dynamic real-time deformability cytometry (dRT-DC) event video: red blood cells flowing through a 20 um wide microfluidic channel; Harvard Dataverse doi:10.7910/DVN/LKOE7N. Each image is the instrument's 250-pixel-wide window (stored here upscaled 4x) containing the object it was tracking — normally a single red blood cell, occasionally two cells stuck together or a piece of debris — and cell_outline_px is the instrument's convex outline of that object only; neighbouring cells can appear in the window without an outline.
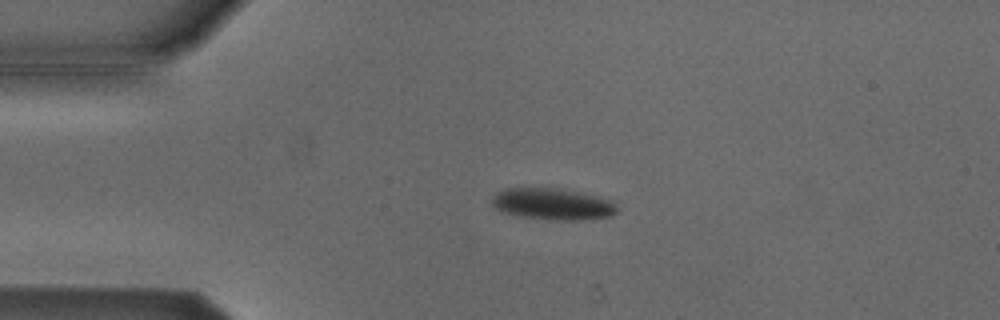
{"species": "Egyptian fruit bat (a non-hibernating species)", "species_latin": "Rousettus aegyptiacus", "temperature_condition": "cold", "stored_images_in_passage": 4, "camera_frame_rate_fps": 3000, "um_per_image_px": 0.085, "animal": {"sex": "male"}, "frame": {"image": 1, "passage_image": 2, "time_ms": 0.333, "image_size_px": [1000, 320], "cell_outline_px": [[620, 208], [612, 216], [580, 220], [552, 220], [520, 216], [500, 212], [492, 204], [492, 200], [496, 192], [504, 188], [552, 188], [576, 192], [616, 200]], "centroid_in_image_um": [47.02, 17.35], "position_along_channel_um": 38.0, "area_um2": 23.18}}
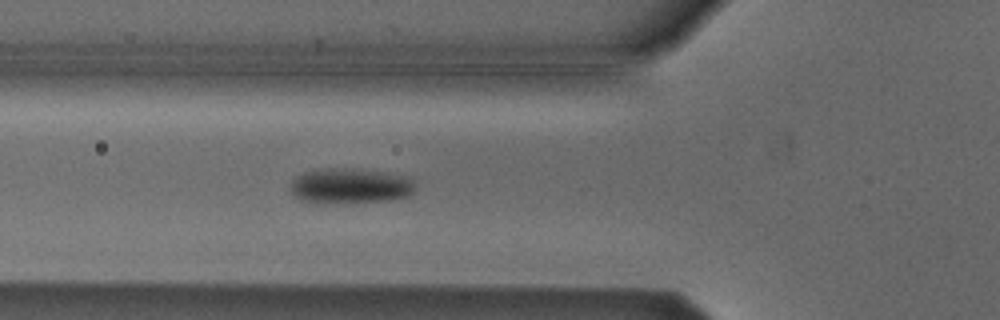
{"frame": {"image": 2, "passage_image": 4, "time_ms": 1.0, "image_size_px": [1000, 320], "cell_outline_px": [[416, 188], [408, 196], [392, 200], [324, 204], [300, 200], [292, 192], [292, 180], [296, 176], [304, 172], [324, 168], [356, 168], [404, 176], [412, 180]], "centroid_in_image_um": [29.75, 15.81], "position_along_channel_um": 96.0, "area_um2": 25.72}}